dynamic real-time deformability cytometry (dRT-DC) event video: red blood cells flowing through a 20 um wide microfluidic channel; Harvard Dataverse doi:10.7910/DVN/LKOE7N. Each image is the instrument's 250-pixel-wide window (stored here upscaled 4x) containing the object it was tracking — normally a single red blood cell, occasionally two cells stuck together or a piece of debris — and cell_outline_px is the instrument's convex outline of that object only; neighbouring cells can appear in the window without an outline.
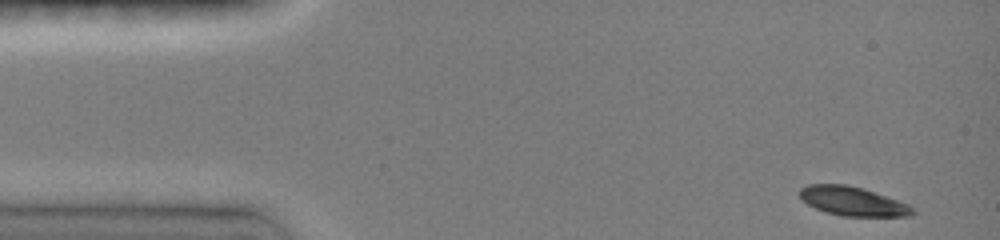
{"species": "common noctule bat (a hibernating species)", "species_latin": "Nyctalus noctula", "temperature_condition": "room temperature", "stored_images_in_passage": 43, "camera_frame_rate_fps": 3000, "um_per_image_px": 0.085, "animal": {"sex": "female", "body_mass_g": 19.0, "forearm_length_mm": 51.5}, "frame": {"image": 1, "passage_image": 1, "time_ms": 0.0, "image_size_px": [1000, 240], "cell_outline_px": [[916, 212], [912, 216], [840, 216], [824, 212], [800, 200], [800, 188], [808, 184], [844, 184], [860, 188], [908, 204]], "centroid_in_image_um": [72.43, 17.12], "position_along_channel_um": 12.6, "area_um2": 18.9}}
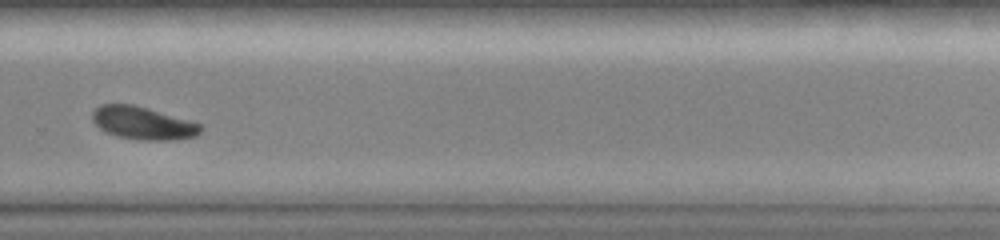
{"frame": {"image": 2, "passage_image": 31, "time_ms": 10.0, "image_size_px": [1000, 240], "cell_outline_px": [[204, 128], [196, 136], [172, 140], [136, 140], [116, 136], [100, 128], [92, 120], [92, 112], [100, 104], [132, 104], [148, 108], [188, 120], [200, 124]], "centroid_in_image_um": [12.14, 10.46], "position_along_channel_um": 317.7, "area_um2": 20.63}}
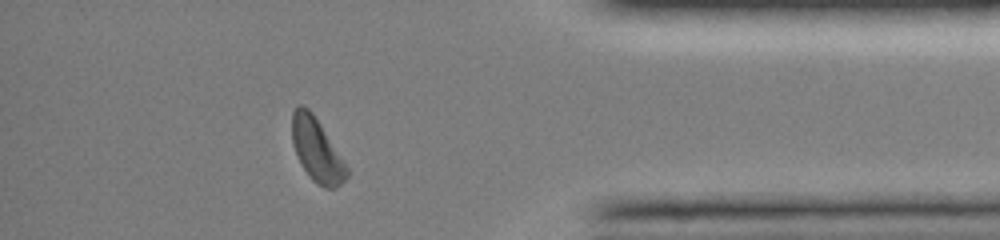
{"frame": {"image": 3, "passage_image": 39, "time_ms": 12.667, "image_size_px": [1000, 240], "cell_outline_px": [[348, 176], [336, 188], [324, 188], [316, 184], [312, 180], [304, 168], [296, 152], [292, 140], [292, 112], [300, 104], [308, 108], [312, 112], [320, 124], [348, 168]], "centroid_in_image_um": [26.92, 12.76], "position_along_channel_um": 408.3, "area_um2": 19.71}, "authors_computed_cell_mechanics": {"area_um2": 21.097, "velocity_mm_per_s": 4.0431, "shape_relaxation_time_tau1_ms": 2.118, "shape_relaxation_time_tau2_ms": null, "deformation_change_tau1": 0.1056, "deformation_change_tau2": null}}